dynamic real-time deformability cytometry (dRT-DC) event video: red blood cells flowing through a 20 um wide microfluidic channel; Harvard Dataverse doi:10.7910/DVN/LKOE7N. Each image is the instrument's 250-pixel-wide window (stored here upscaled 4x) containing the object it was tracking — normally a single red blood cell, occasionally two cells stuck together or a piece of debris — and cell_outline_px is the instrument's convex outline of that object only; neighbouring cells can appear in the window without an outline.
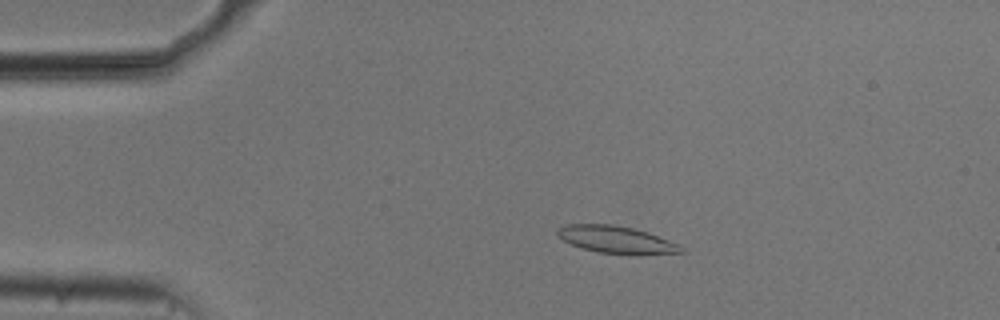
{"species": "common noctule bat (a hibernating species)", "species_latin": "Nyctalus noctula", "temperature_condition": "cold", "stored_images_in_passage": 54, "camera_frame_rate_fps": 3000, "um_per_image_px": 0.085, "animal": {"sex": "male", "body_mass_g": 20.5, "forearm_length_mm": 52.5}, "frame": {"image": 1, "passage_image": 11, "time_ms": 3.333, "image_size_px": [1000, 320], "cell_outline_px": [[684, 252], [636, 256], [632, 256], [596, 252], [572, 244], [556, 236], [556, 232], [564, 224], [612, 224], [632, 228], [648, 232], [680, 244], [684, 248]], "centroid_in_image_um": [52.44, 20.39], "position_along_channel_um": 32.6, "area_um2": 20.06}}
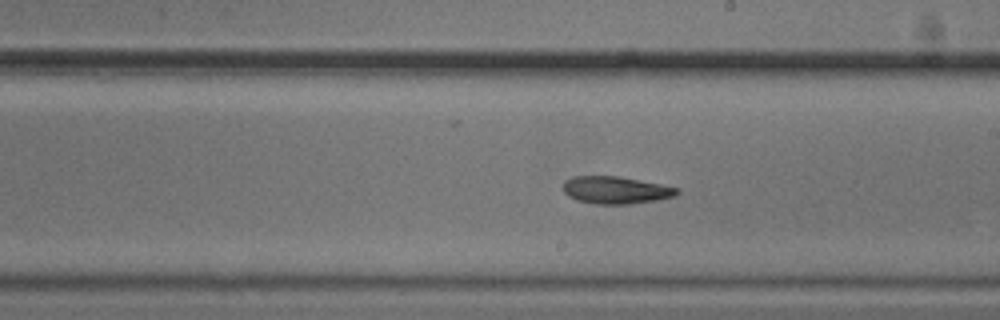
{"frame": {"image": 2, "passage_image": 31, "time_ms": 10.0, "image_size_px": [1000, 320], "cell_outline_px": [[680, 192], [672, 196], [656, 200], [628, 204], [596, 204], [576, 200], [568, 196], [564, 192], [564, 180], [572, 176], [620, 176], [680, 188]], "centroid_in_image_um": [52.32, 16.15], "position_along_channel_um": 236.7, "area_um2": 18.15}}
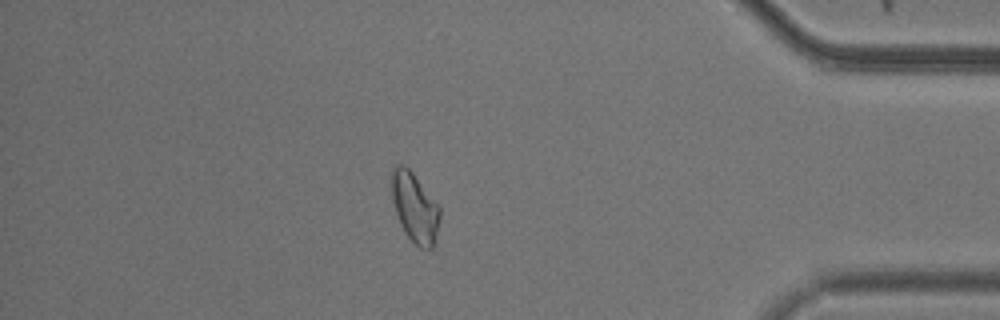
{"frame": {"image": 3, "passage_image": 47, "time_ms": 15.333, "image_size_px": [1000, 320], "cell_outline_px": [[440, 220], [432, 248], [420, 248], [404, 232], [400, 224], [392, 200], [388, 176], [392, 168], [396, 164], [404, 164], [412, 172], [440, 208]], "centroid_in_image_um": [35.19, 17.57], "position_along_channel_um": 400.0, "area_um2": 19.65}, "authors_computed_cell_mechanics": {"area_um2": 19.4208, "velocity_mm_per_s": 3.7386, "shape_relaxation_time_tau1_ms": 6.6833, "shape_relaxation_time_tau2_ms": null, "deformation_change_tau1": 0.1422, "deformation_change_tau2": null}}